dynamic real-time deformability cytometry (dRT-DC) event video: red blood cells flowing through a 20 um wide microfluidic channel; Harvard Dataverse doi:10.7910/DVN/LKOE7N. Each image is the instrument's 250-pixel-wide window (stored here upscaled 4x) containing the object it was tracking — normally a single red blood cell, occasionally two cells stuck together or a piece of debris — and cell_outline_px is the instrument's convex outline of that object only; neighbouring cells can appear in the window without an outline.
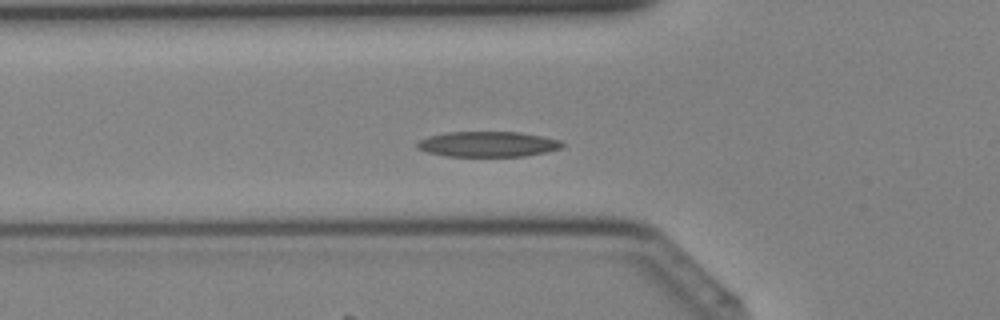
{"species": "Egyptian fruit bat (a non-hibernating species)", "species_latin": "Rousettus aegyptiacus", "temperature_condition": "cold", "stored_images_in_passage": 34, "camera_frame_rate_fps": 3000, "um_per_image_px": 0.085, "animal": {"sex": "female"}, "frame": {"image": 1, "passage_image": 15, "time_ms": 4.667, "image_size_px": [1000, 320], "cell_outline_px": [[564, 144], [560, 148], [548, 152], [524, 156], [448, 156], [428, 152], [416, 148], [416, 144], [420, 140], [428, 136], [448, 132], [520, 132], [560, 140]], "centroid_in_image_um": [41.46, 12.25], "position_along_channel_um": 84.3, "area_um2": 21.33}}
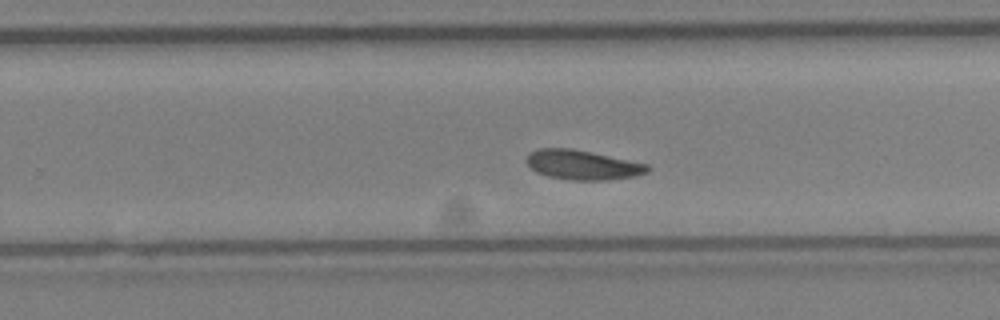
{"frame": {"image": 2, "passage_image": 27, "time_ms": 8.667, "image_size_px": [1000, 320], "cell_outline_px": [[652, 168], [648, 172], [636, 176], [604, 180], [572, 180], [548, 176], [536, 172], [524, 160], [528, 152], [536, 148], [572, 148], [592, 152], [648, 164]], "centroid_in_image_um": [49.5, 14.0], "position_along_channel_um": 280.3, "area_um2": 21.04}}
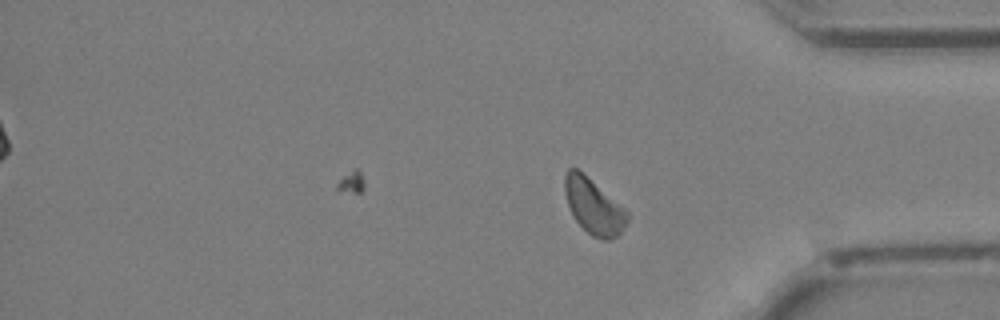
{"frame": {"image": 3, "passage_image": 34, "time_ms": 11.0, "image_size_px": [1000, 320], "cell_outline_px": [[628, 220], [620, 232], [612, 240], [600, 240], [592, 236], [576, 220], [568, 204], [564, 192], [564, 176], [568, 168], [576, 168], [624, 208], [628, 212]], "centroid_in_image_um": [50.45, 17.56], "position_along_channel_um": 384.8, "area_um2": 19.65}}